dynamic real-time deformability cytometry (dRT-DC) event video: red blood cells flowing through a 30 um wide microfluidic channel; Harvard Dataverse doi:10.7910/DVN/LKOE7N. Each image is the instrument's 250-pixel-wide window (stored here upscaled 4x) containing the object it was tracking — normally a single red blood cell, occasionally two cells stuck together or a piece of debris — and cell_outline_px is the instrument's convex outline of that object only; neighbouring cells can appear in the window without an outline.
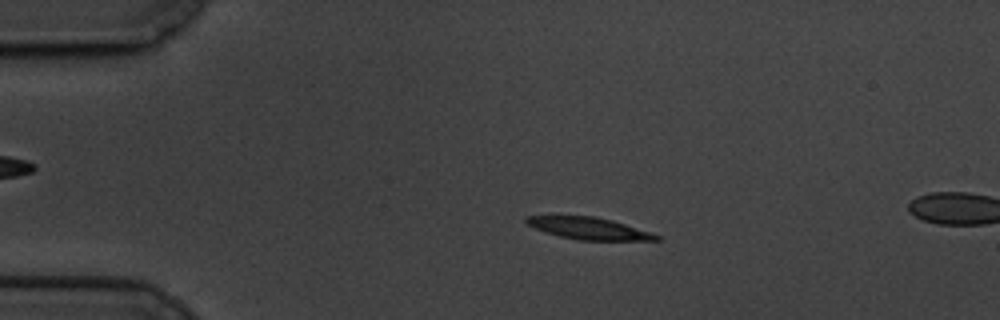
{"species": "common noctule bat (a hibernating species)", "species_latin": "Nyctalus noctula", "temperature_condition": "cold", "stored_images_in_passage": 61, "segment_of_instrument_passage": [1, 2], "camera_frame_rate_fps": 3000, "um_per_image_px": 0.085, "animal": {"sex": "male", "body_mass_g": 19.5, "forearm_length_mm": 54.6}, "frame": {"image": 1, "passage_image": 12, "time_ms": 3.667, "image_size_px": [1000, 320], "cell_outline_px": [[664, 240], [576, 240], [560, 236], [536, 228], [528, 224], [524, 220], [524, 216], [596, 216], [612, 220], [652, 232], [660, 236]], "centroid_in_image_um": [50.11, 19.41], "position_along_channel_um": 34.9, "area_um2": 16.53}}
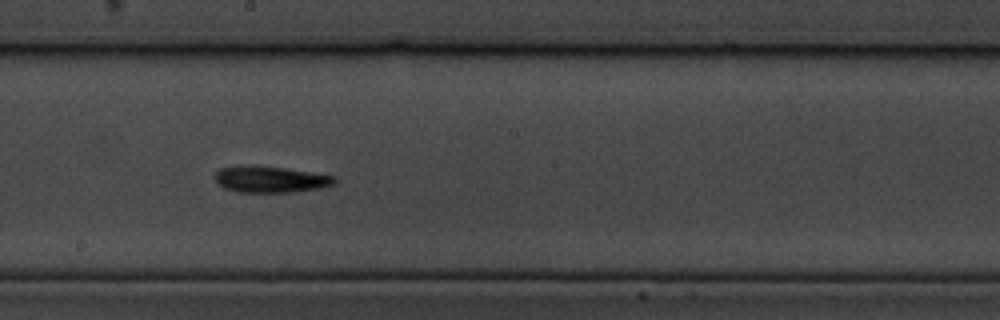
{"frame": {"image": 2, "passage_image": 33, "time_ms": 10.667, "image_size_px": [1000, 320], "cell_outline_px": [[336, 180], [332, 184], [320, 188], [296, 192], [236, 192], [224, 188], [216, 184], [212, 176], [220, 168], [244, 164], [252, 164], [284, 168], [336, 176]], "centroid_in_image_um": [22.89, 15.23], "position_along_channel_um": 225.3, "area_um2": 18.79}}
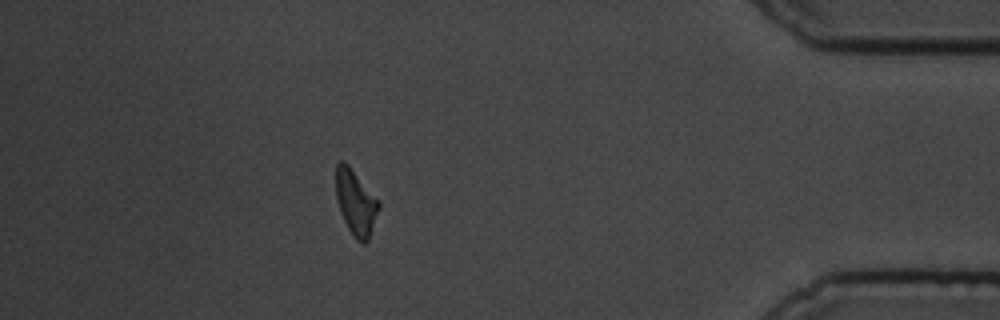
{"frame": {"image": 3, "passage_image": 53, "time_ms": 17.333, "image_size_px": [1000, 320], "cell_outline_px": [[380, 208], [368, 240], [364, 244], [360, 244], [356, 240], [348, 228], [340, 212], [336, 200], [336, 164], [340, 160], [344, 160], [348, 164], [380, 200]], "centroid_in_image_um": [30.25, 17.2], "position_along_channel_um": 405.0, "area_um2": 16.59}}